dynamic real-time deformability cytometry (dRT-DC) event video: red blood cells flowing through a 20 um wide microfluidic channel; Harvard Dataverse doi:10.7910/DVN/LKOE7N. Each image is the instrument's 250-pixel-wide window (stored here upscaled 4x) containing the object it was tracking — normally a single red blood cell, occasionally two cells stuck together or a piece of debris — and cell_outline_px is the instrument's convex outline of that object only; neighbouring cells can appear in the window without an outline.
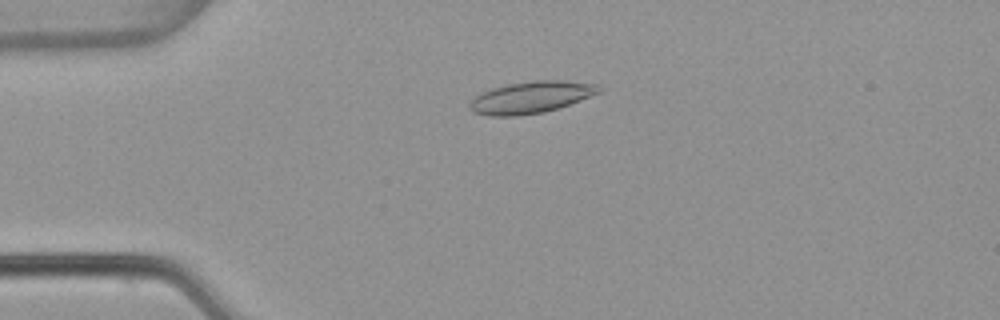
{"species": "common noctule bat (a hibernating species)", "species_latin": "Nyctalus noctula", "temperature_condition": "warm", "stored_images_in_passage": 54, "camera_frame_rate_fps": 3000, "um_per_image_px": 0.085, "animal": {"sex": "female", "body_mass_g": 22.7, "forearm_length_mm": 54.2}, "frame": {"image": 1, "passage_image": 13, "time_ms": 4.0, "image_size_px": [1000, 320], "cell_outline_px": [[604, 88], [600, 92], [568, 104], [544, 112], [516, 116], [488, 116], [472, 112], [468, 108], [468, 104], [476, 96], [492, 88], [508, 84], [532, 80], [564, 80], [600, 84]], "centroid_in_image_um": [45.13, 8.26], "position_along_channel_um": 39.9, "area_um2": 23.99}}
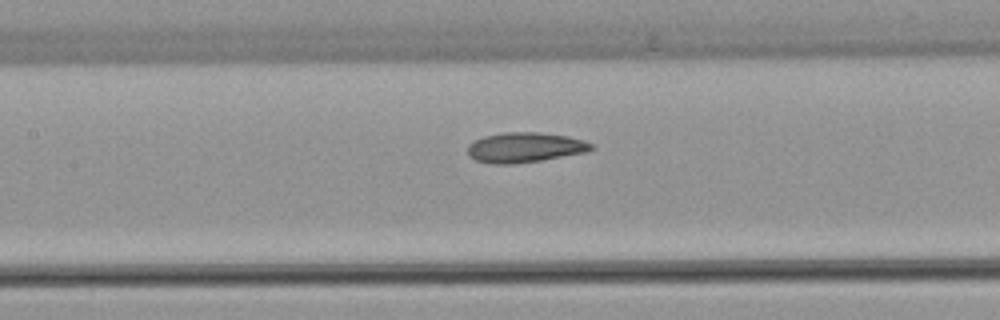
{"frame": {"image": 2, "passage_image": 25, "time_ms": 8.0, "image_size_px": [1000, 320], "cell_outline_px": [[596, 148], [588, 152], [516, 164], [492, 164], [476, 160], [468, 156], [468, 144], [484, 136], [504, 132], [540, 132], [568, 136], [584, 140], [592, 144]], "centroid_in_image_um": [44.63, 12.53], "position_along_channel_um": 162.8, "area_um2": 21.79}}
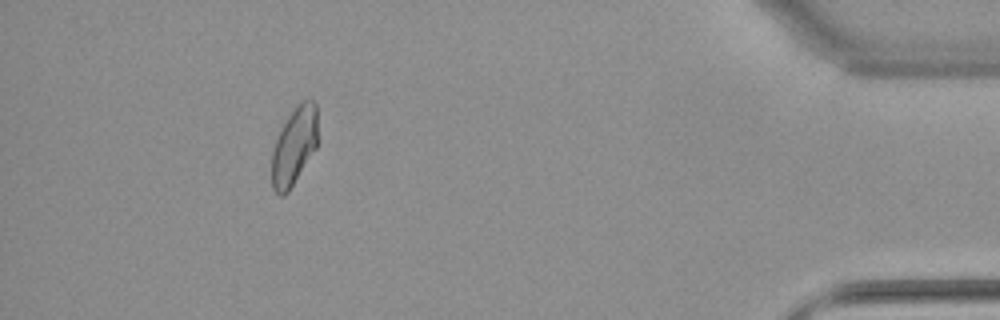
{"frame": {"image": 3, "passage_image": 49, "time_ms": 16.0, "image_size_px": [1000, 320], "cell_outline_px": [[316, 148], [288, 192], [284, 196], [280, 196], [272, 188], [272, 152], [276, 140], [288, 116], [300, 100], [312, 100], [316, 104]], "centroid_in_image_um": [24.99, 12.43], "position_along_channel_um": 410.2, "area_um2": 20.46}, "authors_computed_cell_mechanics": {"area_um2": 21.7906, "velocity_mm_per_s": 3.8159, "shape_relaxation_time_tau1_ms": null, "shape_relaxation_time_tau2_ms": 2.9743, "deformation_change_tau1": null, "deformation_change_tau2": 0.0979}}